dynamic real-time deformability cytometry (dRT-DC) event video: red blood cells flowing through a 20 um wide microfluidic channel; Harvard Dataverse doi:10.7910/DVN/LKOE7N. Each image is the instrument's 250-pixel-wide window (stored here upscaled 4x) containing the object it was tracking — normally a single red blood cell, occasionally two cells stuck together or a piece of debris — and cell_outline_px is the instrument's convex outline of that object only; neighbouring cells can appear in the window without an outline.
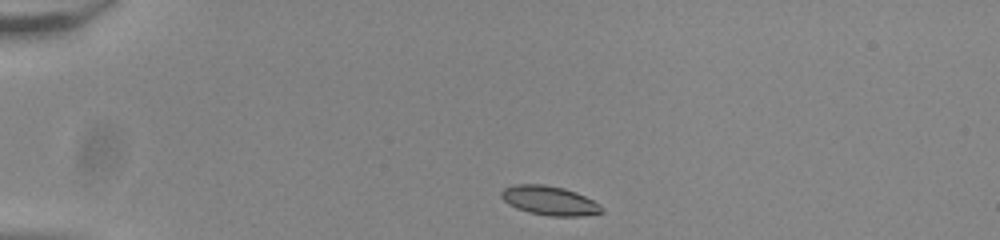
{"species": "common noctule bat (a hibernating species)", "species_latin": "Nyctalus noctula", "temperature_condition": "room temperature", "stored_images_in_passage": 42, "camera_frame_rate_fps": 3000, "um_per_image_px": 0.085, "animal": {"sex": "male", "body_mass_g": 20.0, "forearm_length_mm": 53.3}, "frame": {"image": 1, "passage_image": 1, "time_ms": 0.0, "image_size_px": [1000, 240], "cell_outline_px": [[604, 212], [580, 216], [552, 216], [528, 212], [516, 208], [508, 204], [500, 196], [500, 192], [504, 188], [516, 184], [544, 184], [564, 188], [576, 192], [600, 204]], "centroid_in_image_um": [46.69, 17.04], "position_along_channel_um": 38.3, "area_um2": 17.05}}
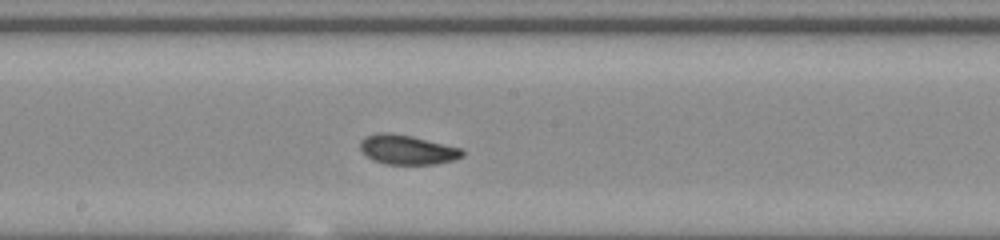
{"frame": {"image": 2, "passage_image": 19, "time_ms": 6.0, "image_size_px": [1000, 240], "cell_outline_px": [[464, 156], [452, 160], [436, 164], [384, 164], [372, 160], [360, 148], [360, 140], [364, 136], [380, 132], [392, 132], [412, 136], [464, 148]], "centroid_in_image_um": [34.63, 12.71], "position_along_channel_um": 213.6, "area_um2": 17.8}}
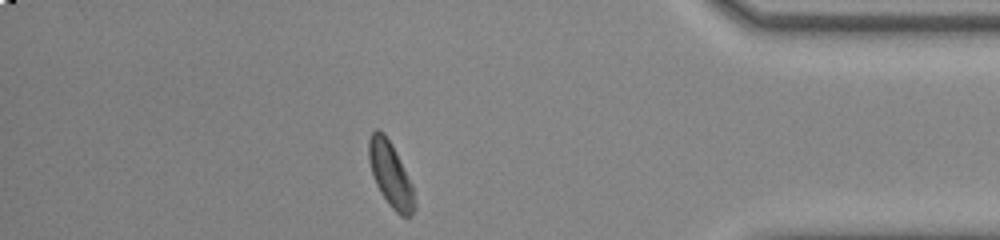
{"frame": {"image": 3, "passage_image": 36, "time_ms": 11.667, "image_size_px": [1000, 240], "cell_outline_px": [[416, 208], [412, 216], [400, 216], [388, 204], [380, 192], [376, 184], [368, 160], [368, 140], [372, 132], [376, 128], [384, 132], [396, 152], [412, 184], [416, 204]], "centroid_in_image_um": [33.2, 14.85], "position_along_channel_um": 402.0, "area_um2": 17.34}, "authors_computed_cell_mechanics": {"area_um2": 17.1088, "velocity_mm_per_s": 3.8295, "shape_relaxation_time_tau1_ms": 2.956, "shape_relaxation_time_tau2_ms": 2.2236, "deformation_change_tau1": 0.117, "deformation_change_tau2": 0.0767}}